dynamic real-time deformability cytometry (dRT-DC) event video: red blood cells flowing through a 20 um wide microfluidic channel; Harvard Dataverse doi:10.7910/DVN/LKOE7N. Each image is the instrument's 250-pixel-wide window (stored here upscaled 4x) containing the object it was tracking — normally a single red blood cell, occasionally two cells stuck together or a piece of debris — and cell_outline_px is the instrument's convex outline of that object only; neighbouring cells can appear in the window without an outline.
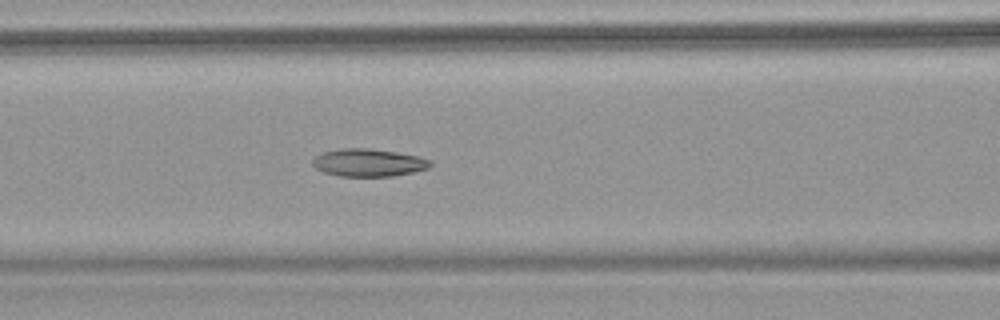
{"species": "common noctule bat (a hibernating species)", "species_latin": "Nyctalus noctula", "temperature_condition": "warm", "stored_images_in_passage": 9, "camera_frame_rate_fps": 3000, "um_per_image_px": 0.085, "animal": {"sex": "female", "body_mass_g": 18.4}, "frame": {"image": 1, "passage_image": 9, "time_ms": 2.667, "image_size_px": [1000, 320], "cell_outline_px": [[432, 164], [428, 168], [412, 172], [392, 176], [340, 176], [324, 172], [316, 168], [312, 164], [312, 160], [316, 156], [324, 152], [340, 148], [368, 148], [396, 152], [420, 156], [432, 160]], "centroid_in_image_um": [31.34, 13.82], "position_along_channel_um": 135.3, "area_um2": 18.96}}